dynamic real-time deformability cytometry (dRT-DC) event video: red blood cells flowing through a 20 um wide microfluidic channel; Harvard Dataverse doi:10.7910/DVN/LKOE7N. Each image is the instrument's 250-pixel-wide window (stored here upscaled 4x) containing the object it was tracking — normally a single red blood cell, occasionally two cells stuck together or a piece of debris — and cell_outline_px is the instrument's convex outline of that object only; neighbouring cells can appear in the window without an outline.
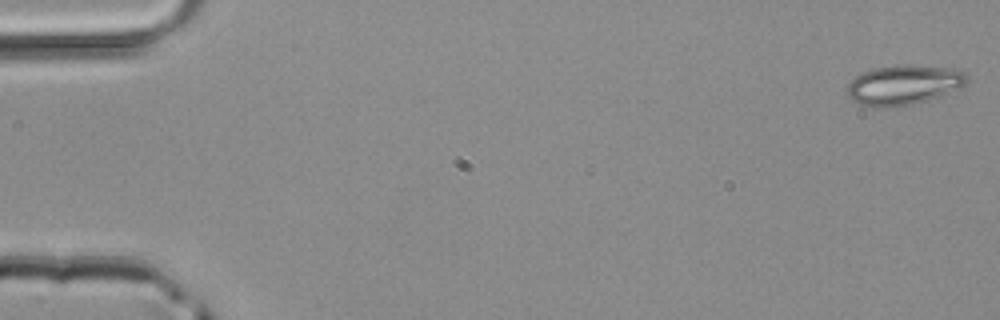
{"species": "common noctule bat (a hibernating species)", "species_latin": "Nyctalus noctula", "temperature_condition": "room temperature", "stored_images_in_passage": 14, "camera_frame_rate_fps": 3000, "um_per_image_px": 0.085, "animal": {"sex": "male", "body_mass_g": 20.4}, "frame": {"image": 1, "passage_image": 1, "time_ms": 0.0, "image_size_px": [1000, 320], "cell_outline_px": [[968, 80], [964, 84], [956, 88], [928, 100], [912, 104], [880, 108], [860, 104], [852, 100], [848, 96], [848, 84], [856, 76], [872, 68], [904, 64], [964, 68], [968, 72]], "centroid_in_image_um": [76.86, 7.18], "position_along_channel_um": 8.1, "area_um2": 27.86}}